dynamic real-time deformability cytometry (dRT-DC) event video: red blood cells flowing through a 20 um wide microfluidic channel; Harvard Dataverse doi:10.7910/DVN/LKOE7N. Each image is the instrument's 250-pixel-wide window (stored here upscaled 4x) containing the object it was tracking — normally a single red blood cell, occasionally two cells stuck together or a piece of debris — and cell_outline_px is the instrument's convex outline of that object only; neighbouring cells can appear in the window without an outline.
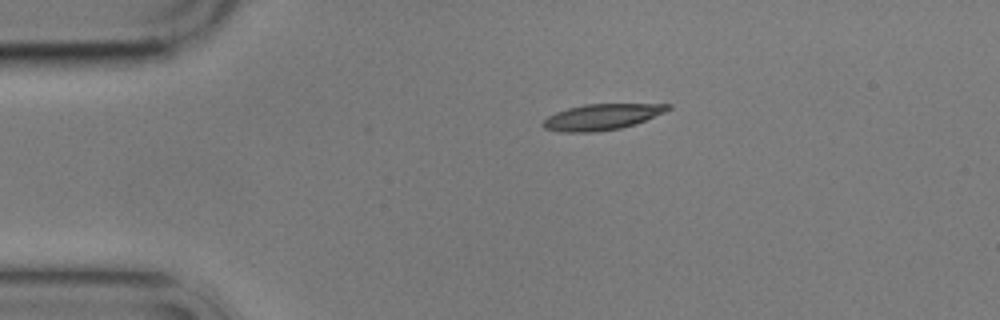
{"species": "common noctule bat (a hibernating species)", "species_latin": "Nyctalus noctula", "temperature_condition": "cold", "stored_images_in_passage": 4, "camera_frame_rate_fps": 3000, "um_per_image_px": 0.085, "animal": {"sex": "male", "body_mass_g": 17.9}, "frame": {"image": 1, "passage_image": 4, "time_ms": 5.0, "image_size_px": [1000, 320], "cell_outline_px": [[672, 108], [664, 112], [636, 124], [620, 128], [592, 132], [560, 132], [544, 128], [540, 124], [548, 116], [556, 112], [568, 108], [584, 104], [672, 104]], "centroid_in_image_um": [51.14, 9.94], "position_along_channel_um": 33.9, "area_um2": 18.84}}